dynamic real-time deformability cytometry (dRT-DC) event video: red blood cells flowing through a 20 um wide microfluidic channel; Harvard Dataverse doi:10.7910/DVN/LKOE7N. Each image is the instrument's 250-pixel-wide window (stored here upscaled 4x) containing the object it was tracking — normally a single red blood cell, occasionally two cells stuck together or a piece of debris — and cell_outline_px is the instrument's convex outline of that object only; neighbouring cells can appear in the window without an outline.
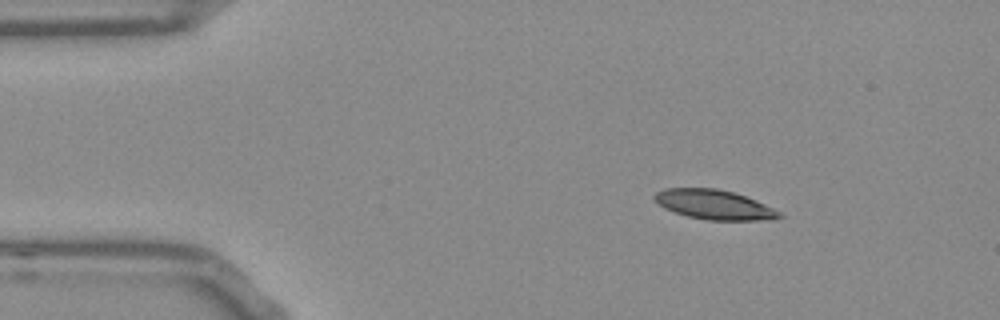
{"species": "Egyptian fruit bat (a non-hibernating species)", "species_latin": "Rousettus aegyptiacus", "temperature_condition": "room temperature", "stored_images_in_passage": 1, "camera_frame_rate_fps": 3000, "um_per_image_px": 0.085, "frame": {"image": 1, "passage_image": 1, "time_ms": 0.0, "image_size_px": [1000, 320], "cell_outline_px": [[784, 216], [772, 220], [708, 220], [688, 216], [664, 208], [652, 196], [656, 192], [664, 188], [716, 188], [732, 192], [756, 200], [780, 212]], "centroid_in_image_um": [60.71, 17.39], "position_along_channel_um": 24.3, "area_um2": 21.33}}